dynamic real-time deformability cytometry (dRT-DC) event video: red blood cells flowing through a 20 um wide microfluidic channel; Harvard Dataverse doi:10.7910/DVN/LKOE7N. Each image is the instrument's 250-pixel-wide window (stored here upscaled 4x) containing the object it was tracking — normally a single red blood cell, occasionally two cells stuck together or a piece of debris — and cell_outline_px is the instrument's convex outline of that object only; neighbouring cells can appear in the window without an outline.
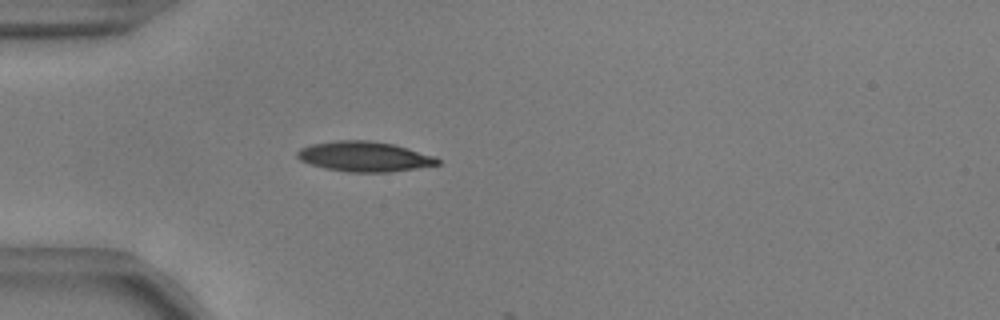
{"species": "common noctule bat (a hibernating species)", "species_latin": "Nyctalus noctula", "temperature_condition": "warm", "stored_images_in_passage": 15, "camera_frame_rate_fps": 3000, "um_per_image_px": 0.085, "animal": {"sex": "male", "body_mass_g": 17.9, "forearm_length_mm": 54.2}, "frame": {"image": 1, "passage_image": 14, "time_ms": 4.333, "image_size_px": [1000, 320], "cell_outline_px": [[440, 164], [416, 168], [388, 172], [348, 172], [324, 168], [300, 160], [296, 156], [296, 152], [300, 148], [312, 144], [336, 140], [368, 140], [392, 144], [408, 148], [436, 156], [440, 160]], "centroid_in_image_um": [30.97, 13.3], "position_along_channel_um": 54.0, "area_um2": 24.57}}